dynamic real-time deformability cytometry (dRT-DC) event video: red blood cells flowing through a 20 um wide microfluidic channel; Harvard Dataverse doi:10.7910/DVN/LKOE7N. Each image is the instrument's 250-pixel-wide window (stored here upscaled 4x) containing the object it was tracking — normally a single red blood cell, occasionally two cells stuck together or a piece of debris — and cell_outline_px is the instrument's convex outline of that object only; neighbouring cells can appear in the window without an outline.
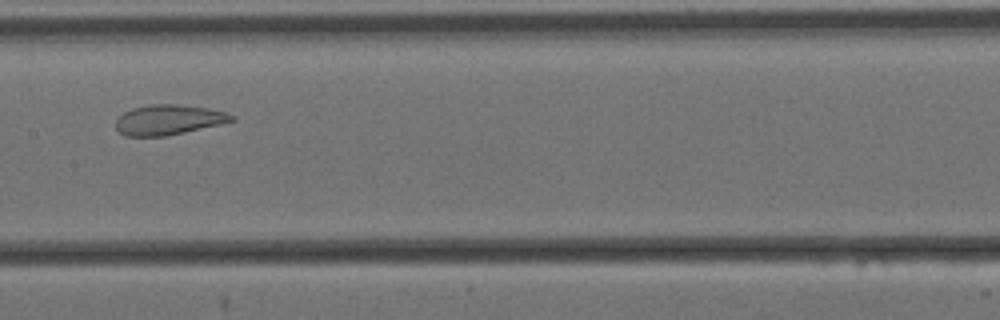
{"species": "Egyptian fruit bat (a non-hibernating species)", "species_latin": "Rousettus aegyptiacus", "temperature_condition": "cold", "stored_images_in_passage": 9, "camera_frame_rate_fps": 3000, "um_per_image_px": 0.085, "animal": {"sex": "female"}, "frame": {"image": 1, "passage_image": 6, "time_ms": 1.667, "image_size_px": [1000, 320], "cell_outline_px": [[236, 120], [220, 124], [184, 132], [164, 136], [124, 136], [116, 128], [116, 120], [124, 112], [132, 108], [152, 104], [176, 104], [208, 108], [224, 112], [236, 116]], "centroid_in_image_um": [14.32, 10.18], "position_along_channel_um": 193.1, "area_um2": 20.17}}
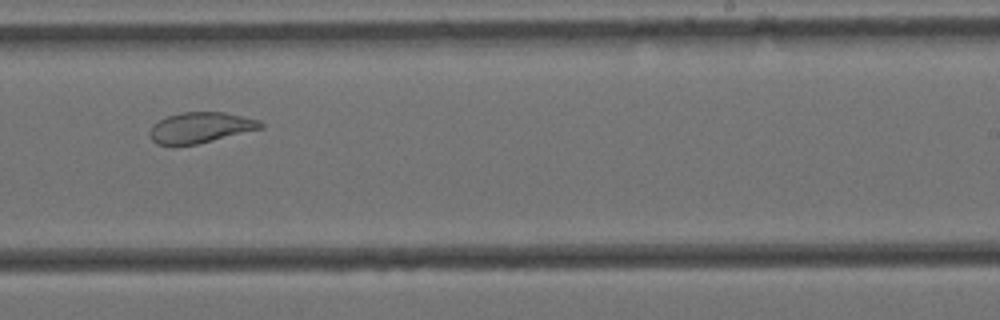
{"frame": {"image": 2, "passage_image": 8, "time_ms": 2.333, "image_size_px": [1000, 320], "cell_outline_px": [[264, 128], [196, 144], [156, 144], [152, 140], [152, 124], [168, 116], [180, 112], [224, 112], [260, 120], [264, 124]], "centroid_in_image_um": [17.1, 10.83], "position_along_channel_um": 271.9, "area_um2": 19.48}}
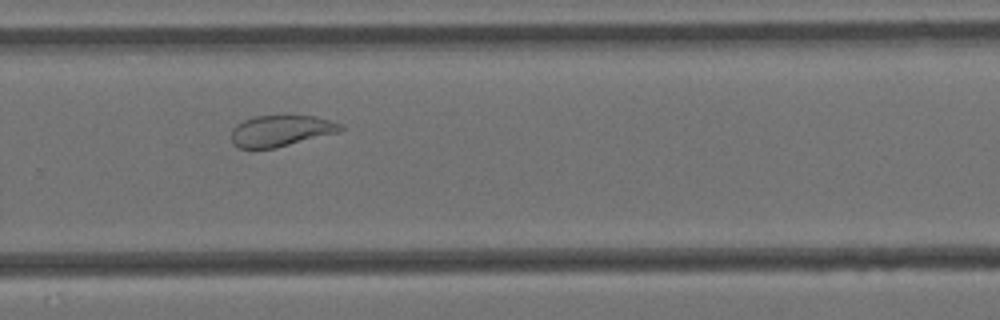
{"frame": {"image": 3, "passage_image": 9, "time_ms": 2.667, "image_size_px": [1000, 320], "cell_outline_px": [[344, 128], [340, 132], [276, 148], [236, 148], [232, 144], [232, 128], [236, 124], [244, 120], [256, 116], [316, 116], [332, 120], [344, 124]], "centroid_in_image_um": [23.91, 11.12], "position_along_channel_um": 305.9, "area_um2": 20.06}}